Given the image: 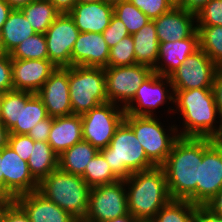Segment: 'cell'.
<instances>
[{
	"label": "cell",
	"mask_w": 222,
	"mask_h": 222,
	"mask_svg": "<svg viewBox=\"0 0 222 222\" xmlns=\"http://www.w3.org/2000/svg\"><path fill=\"white\" fill-rule=\"evenodd\" d=\"M173 91L174 107L170 105L168 110L164 111H167L168 114L180 113L179 116L182 115V123H180L182 127L176 125L178 135L220 140L222 138V116L217 109L212 88Z\"/></svg>",
	"instance_id": "1"
},
{
	"label": "cell",
	"mask_w": 222,
	"mask_h": 222,
	"mask_svg": "<svg viewBox=\"0 0 222 222\" xmlns=\"http://www.w3.org/2000/svg\"><path fill=\"white\" fill-rule=\"evenodd\" d=\"M203 159V137H181L174 142L162 165L171 199L196 204L200 164Z\"/></svg>",
	"instance_id": "2"
},
{
	"label": "cell",
	"mask_w": 222,
	"mask_h": 222,
	"mask_svg": "<svg viewBox=\"0 0 222 222\" xmlns=\"http://www.w3.org/2000/svg\"><path fill=\"white\" fill-rule=\"evenodd\" d=\"M124 181L128 210L137 220L151 221L171 200L162 166L134 172Z\"/></svg>",
	"instance_id": "3"
},
{
	"label": "cell",
	"mask_w": 222,
	"mask_h": 222,
	"mask_svg": "<svg viewBox=\"0 0 222 222\" xmlns=\"http://www.w3.org/2000/svg\"><path fill=\"white\" fill-rule=\"evenodd\" d=\"M91 188L79 175L54 170L44 178L38 191L78 221L84 220L88 209Z\"/></svg>",
	"instance_id": "4"
},
{
	"label": "cell",
	"mask_w": 222,
	"mask_h": 222,
	"mask_svg": "<svg viewBox=\"0 0 222 222\" xmlns=\"http://www.w3.org/2000/svg\"><path fill=\"white\" fill-rule=\"evenodd\" d=\"M111 170L120 178L127 179L134 172L147 170L155 165L147 158L144 148L133 130L123 121L116 129L110 144L99 150Z\"/></svg>",
	"instance_id": "5"
},
{
	"label": "cell",
	"mask_w": 222,
	"mask_h": 222,
	"mask_svg": "<svg viewBox=\"0 0 222 222\" xmlns=\"http://www.w3.org/2000/svg\"><path fill=\"white\" fill-rule=\"evenodd\" d=\"M157 117L125 114L124 122L133 130L147 158L155 166H162L179 135L175 123L163 126Z\"/></svg>",
	"instance_id": "6"
},
{
	"label": "cell",
	"mask_w": 222,
	"mask_h": 222,
	"mask_svg": "<svg viewBox=\"0 0 222 222\" xmlns=\"http://www.w3.org/2000/svg\"><path fill=\"white\" fill-rule=\"evenodd\" d=\"M69 97L72 112L76 115L108 102L104 68L70 66Z\"/></svg>",
	"instance_id": "7"
},
{
	"label": "cell",
	"mask_w": 222,
	"mask_h": 222,
	"mask_svg": "<svg viewBox=\"0 0 222 222\" xmlns=\"http://www.w3.org/2000/svg\"><path fill=\"white\" fill-rule=\"evenodd\" d=\"M123 107L106 102L81 115L83 140L98 150L106 148L124 121Z\"/></svg>",
	"instance_id": "8"
},
{
	"label": "cell",
	"mask_w": 222,
	"mask_h": 222,
	"mask_svg": "<svg viewBox=\"0 0 222 222\" xmlns=\"http://www.w3.org/2000/svg\"><path fill=\"white\" fill-rule=\"evenodd\" d=\"M129 214L125 181L91 188L84 222H107Z\"/></svg>",
	"instance_id": "9"
},
{
	"label": "cell",
	"mask_w": 222,
	"mask_h": 222,
	"mask_svg": "<svg viewBox=\"0 0 222 222\" xmlns=\"http://www.w3.org/2000/svg\"><path fill=\"white\" fill-rule=\"evenodd\" d=\"M105 86L108 102L125 107L135 96L139 86L153 69L143 64L105 67Z\"/></svg>",
	"instance_id": "10"
},
{
	"label": "cell",
	"mask_w": 222,
	"mask_h": 222,
	"mask_svg": "<svg viewBox=\"0 0 222 222\" xmlns=\"http://www.w3.org/2000/svg\"><path fill=\"white\" fill-rule=\"evenodd\" d=\"M166 103L174 105V91L170 78L153 72L139 86L134 98L124 110L126 114L134 116H157L154 113L156 109Z\"/></svg>",
	"instance_id": "11"
},
{
	"label": "cell",
	"mask_w": 222,
	"mask_h": 222,
	"mask_svg": "<svg viewBox=\"0 0 222 222\" xmlns=\"http://www.w3.org/2000/svg\"><path fill=\"white\" fill-rule=\"evenodd\" d=\"M222 188V141L203 137V159L199 184L196 186V205L205 206Z\"/></svg>",
	"instance_id": "12"
},
{
	"label": "cell",
	"mask_w": 222,
	"mask_h": 222,
	"mask_svg": "<svg viewBox=\"0 0 222 222\" xmlns=\"http://www.w3.org/2000/svg\"><path fill=\"white\" fill-rule=\"evenodd\" d=\"M216 67L204 51L197 50L169 76L173 90L212 88Z\"/></svg>",
	"instance_id": "13"
},
{
	"label": "cell",
	"mask_w": 222,
	"mask_h": 222,
	"mask_svg": "<svg viewBox=\"0 0 222 222\" xmlns=\"http://www.w3.org/2000/svg\"><path fill=\"white\" fill-rule=\"evenodd\" d=\"M80 32L68 13H61L45 32L49 60L60 68L71 66V52Z\"/></svg>",
	"instance_id": "14"
},
{
	"label": "cell",
	"mask_w": 222,
	"mask_h": 222,
	"mask_svg": "<svg viewBox=\"0 0 222 222\" xmlns=\"http://www.w3.org/2000/svg\"><path fill=\"white\" fill-rule=\"evenodd\" d=\"M4 197L17 196L38 190L39 183L30 173L28 162L22 160L8 145L1 149Z\"/></svg>",
	"instance_id": "15"
},
{
	"label": "cell",
	"mask_w": 222,
	"mask_h": 222,
	"mask_svg": "<svg viewBox=\"0 0 222 222\" xmlns=\"http://www.w3.org/2000/svg\"><path fill=\"white\" fill-rule=\"evenodd\" d=\"M36 94L42 100L50 117L72 115L69 97V67H57Z\"/></svg>",
	"instance_id": "16"
},
{
	"label": "cell",
	"mask_w": 222,
	"mask_h": 222,
	"mask_svg": "<svg viewBox=\"0 0 222 222\" xmlns=\"http://www.w3.org/2000/svg\"><path fill=\"white\" fill-rule=\"evenodd\" d=\"M56 69L49 59H12L13 89L36 94Z\"/></svg>",
	"instance_id": "17"
},
{
	"label": "cell",
	"mask_w": 222,
	"mask_h": 222,
	"mask_svg": "<svg viewBox=\"0 0 222 222\" xmlns=\"http://www.w3.org/2000/svg\"><path fill=\"white\" fill-rule=\"evenodd\" d=\"M109 50L102 33L80 32L71 52V66L105 68Z\"/></svg>",
	"instance_id": "18"
},
{
	"label": "cell",
	"mask_w": 222,
	"mask_h": 222,
	"mask_svg": "<svg viewBox=\"0 0 222 222\" xmlns=\"http://www.w3.org/2000/svg\"><path fill=\"white\" fill-rule=\"evenodd\" d=\"M153 21L159 43L188 38L197 30L196 14L178 7H173Z\"/></svg>",
	"instance_id": "19"
},
{
	"label": "cell",
	"mask_w": 222,
	"mask_h": 222,
	"mask_svg": "<svg viewBox=\"0 0 222 222\" xmlns=\"http://www.w3.org/2000/svg\"><path fill=\"white\" fill-rule=\"evenodd\" d=\"M14 201L31 222H77L70 213L46 198L38 190L17 196Z\"/></svg>",
	"instance_id": "20"
},
{
	"label": "cell",
	"mask_w": 222,
	"mask_h": 222,
	"mask_svg": "<svg viewBox=\"0 0 222 222\" xmlns=\"http://www.w3.org/2000/svg\"><path fill=\"white\" fill-rule=\"evenodd\" d=\"M199 50L197 30L188 38L159 43L158 61L153 72L169 77L188 56Z\"/></svg>",
	"instance_id": "21"
},
{
	"label": "cell",
	"mask_w": 222,
	"mask_h": 222,
	"mask_svg": "<svg viewBox=\"0 0 222 222\" xmlns=\"http://www.w3.org/2000/svg\"><path fill=\"white\" fill-rule=\"evenodd\" d=\"M68 14L79 32L103 33L113 16V5L103 0L90 3L77 2Z\"/></svg>",
	"instance_id": "22"
},
{
	"label": "cell",
	"mask_w": 222,
	"mask_h": 222,
	"mask_svg": "<svg viewBox=\"0 0 222 222\" xmlns=\"http://www.w3.org/2000/svg\"><path fill=\"white\" fill-rule=\"evenodd\" d=\"M83 140L81 115L55 117L47 142L59 156Z\"/></svg>",
	"instance_id": "23"
},
{
	"label": "cell",
	"mask_w": 222,
	"mask_h": 222,
	"mask_svg": "<svg viewBox=\"0 0 222 222\" xmlns=\"http://www.w3.org/2000/svg\"><path fill=\"white\" fill-rule=\"evenodd\" d=\"M48 117L47 109L37 94L20 91L19 123H16L9 134L27 135L37 123Z\"/></svg>",
	"instance_id": "24"
},
{
	"label": "cell",
	"mask_w": 222,
	"mask_h": 222,
	"mask_svg": "<svg viewBox=\"0 0 222 222\" xmlns=\"http://www.w3.org/2000/svg\"><path fill=\"white\" fill-rule=\"evenodd\" d=\"M137 64H143L154 69L158 61L159 41L155 23L150 20L139 31L132 35Z\"/></svg>",
	"instance_id": "25"
},
{
	"label": "cell",
	"mask_w": 222,
	"mask_h": 222,
	"mask_svg": "<svg viewBox=\"0 0 222 222\" xmlns=\"http://www.w3.org/2000/svg\"><path fill=\"white\" fill-rule=\"evenodd\" d=\"M35 33L23 12L13 9L1 28L3 53L10 54L23 40Z\"/></svg>",
	"instance_id": "26"
},
{
	"label": "cell",
	"mask_w": 222,
	"mask_h": 222,
	"mask_svg": "<svg viewBox=\"0 0 222 222\" xmlns=\"http://www.w3.org/2000/svg\"><path fill=\"white\" fill-rule=\"evenodd\" d=\"M98 152L97 148L82 140L59 155L58 168L64 172L82 176L86 166Z\"/></svg>",
	"instance_id": "27"
},
{
	"label": "cell",
	"mask_w": 222,
	"mask_h": 222,
	"mask_svg": "<svg viewBox=\"0 0 222 222\" xmlns=\"http://www.w3.org/2000/svg\"><path fill=\"white\" fill-rule=\"evenodd\" d=\"M59 156L48 142H34L28 166L33 178L40 183L54 170L58 169Z\"/></svg>",
	"instance_id": "28"
},
{
	"label": "cell",
	"mask_w": 222,
	"mask_h": 222,
	"mask_svg": "<svg viewBox=\"0 0 222 222\" xmlns=\"http://www.w3.org/2000/svg\"><path fill=\"white\" fill-rule=\"evenodd\" d=\"M36 33L45 34L61 14L49 0H34L20 9Z\"/></svg>",
	"instance_id": "29"
},
{
	"label": "cell",
	"mask_w": 222,
	"mask_h": 222,
	"mask_svg": "<svg viewBox=\"0 0 222 222\" xmlns=\"http://www.w3.org/2000/svg\"><path fill=\"white\" fill-rule=\"evenodd\" d=\"M199 49L218 66L222 65V26L196 25Z\"/></svg>",
	"instance_id": "30"
},
{
	"label": "cell",
	"mask_w": 222,
	"mask_h": 222,
	"mask_svg": "<svg viewBox=\"0 0 222 222\" xmlns=\"http://www.w3.org/2000/svg\"><path fill=\"white\" fill-rule=\"evenodd\" d=\"M197 206L188 200L171 199L151 222H193Z\"/></svg>",
	"instance_id": "31"
},
{
	"label": "cell",
	"mask_w": 222,
	"mask_h": 222,
	"mask_svg": "<svg viewBox=\"0 0 222 222\" xmlns=\"http://www.w3.org/2000/svg\"><path fill=\"white\" fill-rule=\"evenodd\" d=\"M81 177L90 188L120 180L100 152L89 162Z\"/></svg>",
	"instance_id": "32"
},
{
	"label": "cell",
	"mask_w": 222,
	"mask_h": 222,
	"mask_svg": "<svg viewBox=\"0 0 222 222\" xmlns=\"http://www.w3.org/2000/svg\"><path fill=\"white\" fill-rule=\"evenodd\" d=\"M113 15L120 19L130 35L139 31L151 19L128 0L113 6Z\"/></svg>",
	"instance_id": "33"
},
{
	"label": "cell",
	"mask_w": 222,
	"mask_h": 222,
	"mask_svg": "<svg viewBox=\"0 0 222 222\" xmlns=\"http://www.w3.org/2000/svg\"><path fill=\"white\" fill-rule=\"evenodd\" d=\"M11 59H49L44 34L35 33L23 40L11 53Z\"/></svg>",
	"instance_id": "34"
},
{
	"label": "cell",
	"mask_w": 222,
	"mask_h": 222,
	"mask_svg": "<svg viewBox=\"0 0 222 222\" xmlns=\"http://www.w3.org/2000/svg\"><path fill=\"white\" fill-rule=\"evenodd\" d=\"M136 64L132 35L121 39L109 50L107 67H122Z\"/></svg>",
	"instance_id": "35"
},
{
	"label": "cell",
	"mask_w": 222,
	"mask_h": 222,
	"mask_svg": "<svg viewBox=\"0 0 222 222\" xmlns=\"http://www.w3.org/2000/svg\"><path fill=\"white\" fill-rule=\"evenodd\" d=\"M20 91L12 90L2 94L0 121L10 131L19 123Z\"/></svg>",
	"instance_id": "36"
},
{
	"label": "cell",
	"mask_w": 222,
	"mask_h": 222,
	"mask_svg": "<svg viewBox=\"0 0 222 222\" xmlns=\"http://www.w3.org/2000/svg\"><path fill=\"white\" fill-rule=\"evenodd\" d=\"M196 25L222 26V0H211L196 13Z\"/></svg>",
	"instance_id": "37"
},
{
	"label": "cell",
	"mask_w": 222,
	"mask_h": 222,
	"mask_svg": "<svg viewBox=\"0 0 222 222\" xmlns=\"http://www.w3.org/2000/svg\"><path fill=\"white\" fill-rule=\"evenodd\" d=\"M151 20L169 12L173 7L167 0H128Z\"/></svg>",
	"instance_id": "38"
},
{
	"label": "cell",
	"mask_w": 222,
	"mask_h": 222,
	"mask_svg": "<svg viewBox=\"0 0 222 222\" xmlns=\"http://www.w3.org/2000/svg\"><path fill=\"white\" fill-rule=\"evenodd\" d=\"M34 140L28 135L9 134L8 146L24 161L28 162L32 148H34Z\"/></svg>",
	"instance_id": "39"
},
{
	"label": "cell",
	"mask_w": 222,
	"mask_h": 222,
	"mask_svg": "<svg viewBox=\"0 0 222 222\" xmlns=\"http://www.w3.org/2000/svg\"><path fill=\"white\" fill-rule=\"evenodd\" d=\"M102 34L109 48L115 46L121 39L130 35L124 23L114 15L111 17L109 26Z\"/></svg>",
	"instance_id": "40"
},
{
	"label": "cell",
	"mask_w": 222,
	"mask_h": 222,
	"mask_svg": "<svg viewBox=\"0 0 222 222\" xmlns=\"http://www.w3.org/2000/svg\"><path fill=\"white\" fill-rule=\"evenodd\" d=\"M12 90V59L10 54L0 53V93Z\"/></svg>",
	"instance_id": "41"
},
{
	"label": "cell",
	"mask_w": 222,
	"mask_h": 222,
	"mask_svg": "<svg viewBox=\"0 0 222 222\" xmlns=\"http://www.w3.org/2000/svg\"><path fill=\"white\" fill-rule=\"evenodd\" d=\"M52 123L53 117L49 116L48 118L37 123V125L33 127L27 135L30 136L34 141L47 142Z\"/></svg>",
	"instance_id": "42"
},
{
	"label": "cell",
	"mask_w": 222,
	"mask_h": 222,
	"mask_svg": "<svg viewBox=\"0 0 222 222\" xmlns=\"http://www.w3.org/2000/svg\"><path fill=\"white\" fill-rule=\"evenodd\" d=\"M2 222H31L24 210L13 201L3 213Z\"/></svg>",
	"instance_id": "43"
},
{
	"label": "cell",
	"mask_w": 222,
	"mask_h": 222,
	"mask_svg": "<svg viewBox=\"0 0 222 222\" xmlns=\"http://www.w3.org/2000/svg\"><path fill=\"white\" fill-rule=\"evenodd\" d=\"M212 90L217 109L222 116V65L216 67Z\"/></svg>",
	"instance_id": "44"
},
{
	"label": "cell",
	"mask_w": 222,
	"mask_h": 222,
	"mask_svg": "<svg viewBox=\"0 0 222 222\" xmlns=\"http://www.w3.org/2000/svg\"><path fill=\"white\" fill-rule=\"evenodd\" d=\"M193 222H222V217L215 215L205 206H197Z\"/></svg>",
	"instance_id": "45"
},
{
	"label": "cell",
	"mask_w": 222,
	"mask_h": 222,
	"mask_svg": "<svg viewBox=\"0 0 222 222\" xmlns=\"http://www.w3.org/2000/svg\"><path fill=\"white\" fill-rule=\"evenodd\" d=\"M211 0H180V8L196 14Z\"/></svg>",
	"instance_id": "46"
},
{
	"label": "cell",
	"mask_w": 222,
	"mask_h": 222,
	"mask_svg": "<svg viewBox=\"0 0 222 222\" xmlns=\"http://www.w3.org/2000/svg\"><path fill=\"white\" fill-rule=\"evenodd\" d=\"M212 213L222 217V188L217 194L205 205Z\"/></svg>",
	"instance_id": "47"
},
{
	"label": "cell",
	"mask_w": 222,
	"mask_h": 222,
	"mask_svg": "<svg viewBox=\"0 0 222 222\" xmlns=\"http://www.w3.org/2000/svg\"><path fill=\"white\" fill-rule=\"evenodd\" d=\"M49 1L60 13H69L77 3V0H49Z\"/></svg>",
	"instance_id": "48"
},
{
	"label": "cell",
	"mask_w": 222,
	"mask_h": 222,
	"mask_svg": "<svg viewBox=\"0 0 222 222\" xmlns=\"http://www.w3.org/2000/svg\"><path fill=\"white\" fill-rule=\"evenodd\" d=\"M12 10L13 9L7 4L5 0H0V29L9 17V14Z\"/></svg>",
	"instance_id": "49"
},
{
	"label": "cell",
	"mask_w": 222,
	"mask_h": 222,
	"mask_svg": "<svg viewBox=\"0 0 222 222\" xmlns=\"http://www.w3.org/2000/svg\"><path fill=\"white\" fill-rule=\"evenodd\" d=\"M9 130L0 121V149L8 145Z\"/></svg>",
	"instance_id": "50"
},
{
	"label": "cell",
	"mask_w": 222,
	"mask_h": 222,
	"mask_svg": "<svg viewBox=\"0 0 222 222\" xmlns=\"http://www.w3.org/2000/svg\"><path fill=\"white\" fill-rule=\"evenodd\" d=\"M12 9H21L34 0H5Z\"/></svg>",
	"instance_id": "51"
},
{
	"label": "cell",
	"mask_w": 222,
	"mask_h": 222,
	"mask_svg": "<svg viewBox=\"0 0 222 222\" xmlns=\"http://www.w3.org/2000/svg\"><path fill=\"white\" fill-rule=\"evenodd\" d=\"M14 200L8 197L0 198V222L3 220L4 210L13 202Z\"/></svg>",
	"instance_id": "52"
},
{
	"label": "cell",
	"mask_w": 222,
	"mask_h": 222,
	"mask_svg": "<svg viewBox=\"0 0 222 222\" xmlns=\"http://www.w3.org/2000/svg\"><path fill=\"white\" fill-rule=\"evenodd\" d=\"M138 220L134 218L132 214L123 215L107 222H137Z\"/></svg>",
	"instance_id": "53"
},
{
	"label": "cell",
	"mask_w": 222,
	"mask_h": 222,
	"mask_svg": "<svg viewBox=\"0 0 222 222\" xmlns=\"http://www.w3.org/2000/svg\"><path fill=\"white\" fill-rule=\"evenodd\" d=\"M0 194L4 197V177L2 175L1 149H0Z\"/></svg>",
	"instance_id": "54"
},
{
	"label": "cell",
	"mask_w": 222,
	"mask_h": 222,
	"mask_svg": "<svg viewBox=\"0 0 222 222\" xmlns=\"http://www.w3.org/2000/svg\"><path fill=\"white\" fill-rule=\"evenodd\" d=\"M172 7H178L180 8V0H167Z\"/></svg>",
	"instance_id": "55"
},
{
	"label": "cell",
	"mask_w": 222,
	"mask_h": 222,
	"mask_svg": "<svg viewBox=\"0 0 222 222\" xmlns=\"http://www.w3.org/2000/svg\"><path fill=\"white\" fill-rule=\"evenodd\" d=\"M103 1L114 6L117 3L124 2L127 0H103Z\"/></svg>",
	"instance_id": "56"
},
{
	"label": "cell",
	"mask_w": 222,
	"mask_h": 222,
	"mask_svg": "<svg viewBox=\"0 0 222 222\" xmlns=\"http://www.w3.org/2000/svg\"><path fill=\"white\" fill-rule=\"evenodd\" d=\"M97 1H100V0H77V2L79 3H90V2H97Z\"/></svg>",
	"instance_id": "57"
},
{
	"label": "cell",
	"mask_w": 222,
	"mask_h": 222,
	"mask_svg": "<svg viewBox=\"0 0 222 222\" xmlns=\"http://www.w3.org/2000/svg\"><path fill=\"white\" fill-rule=\"evenodd\" d=\"M0 53H3L1 29H0Z\"/></svg>",
	"instance_id": "58"
},
{
	"label": "cell",
	"mask_w": 222,
	"mask_h": 222,
	"mask_svg": "<svg viewBox=\"0 0 222 222\" xmlns=\"http://www.w3.org/2000/svg\"><path fill=\"white\" fill-rule=\"evenodd\" d=\"M2 93H0V106H1Z\"/></svg>",
	"instance_id": "59"
},
{
	"label": "cell",
	"mask_w": 222,
	"mask_h": 222,
	"mask_svg": "<svg viewBox=\"0 0 222 222\" xmlns=\"http://www.w3.org/2000/svg\"><path fill=\"white\" fill-rule=\"evenodd\" d=\"M137 222H151V221H142V220H138Z\"/></svg>",
	"instance_id": "60"
}]
</instances>
